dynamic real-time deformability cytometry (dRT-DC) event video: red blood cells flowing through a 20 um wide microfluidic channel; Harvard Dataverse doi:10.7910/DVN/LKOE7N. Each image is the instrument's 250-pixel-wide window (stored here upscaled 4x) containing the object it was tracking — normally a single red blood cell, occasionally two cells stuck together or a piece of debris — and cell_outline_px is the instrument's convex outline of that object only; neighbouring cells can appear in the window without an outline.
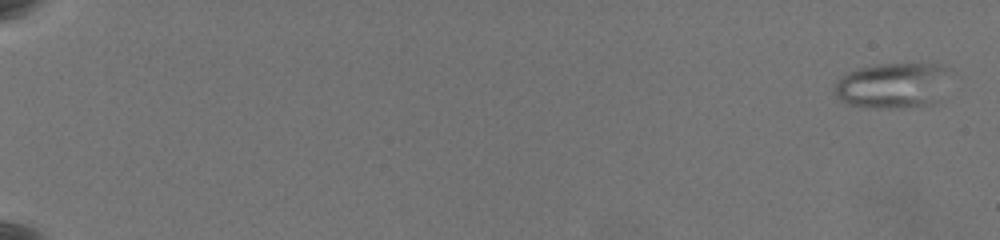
{"species": "common noctule bat (a hibernating species)", "species_latin": "Nyctalus noctula", "temperature_condition": "warm", "stored_images_in_passage": 65, "camera_frame_rate_fps": 3000, "um_per_image_px": 0.085, "animal": {"sex": "female", "body_mass_g": 19.5, "forearm_length_mm": 54.1}, "frame": {"image": 1, "passage_image": 3, "time_ms": 0.667, "image_size_px": [1000, 240], "cell_outline_px": [[952, 68], [936, 100], [932, 104], [888, 108], [876, 108], [848, 104], [840, 100], [836, 96], [832, 88], [836, 80], [848, 72], [860, 68], [880, 64], [940, 64]], "centroid_in_image_um": [75.83, 7.25], "position_along_channel_um": 9.2, "area_um2": 30.46}}
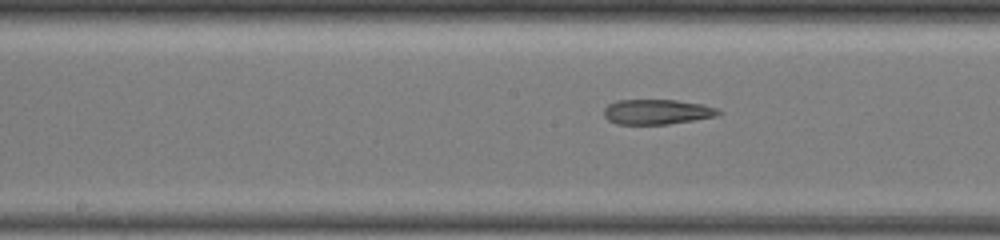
{"frame": {"image": 2, "passage_image": 38, "time_ms": 12.333, "image_size_px": [1000, 240], "cell_outline_px": [[724, 112], [720, 116], [668, 124], [616, 124], [608, 120], [604, 116], [604, 108], [608, 104], [616, 100], [676, 100], [704, 104], [716, 108]], "centroid_in_image_um": [55.88, 9.5], "position_along_channel_um": 192.3, "area_um2": 16.94}}
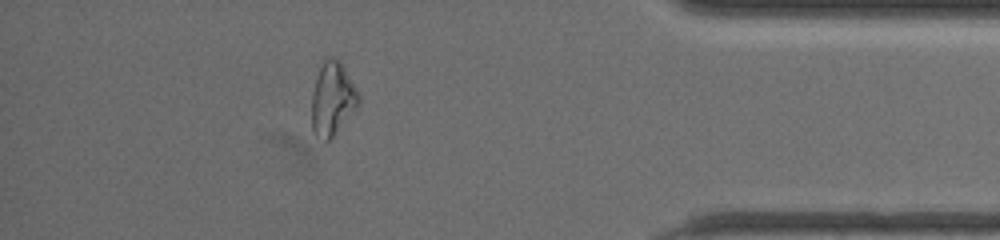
{"frame": {"image": 3, "passage_image": 59, "time_ms": 19.333, "image_size_px": [1000, 240], "cell_outline_px": [[360, 104], [332, 136], [324, 144], [316, 136], [312, 128], [312, 92], [316, 76], [324, 56], [332, 56], [340, 60], [356, 88], [360, 96]], "centroid_in_image_um": [28.25, 8.36], "position_along_channel_um": 407.0, "area_um2": 20.23}, "authors_computed_cell_mechanics": {"area_um2": 21.675, "velocity_mm_per_s": 3.4825, "shape_relaxation_time_tau1_ms": null, "shape_relaxation_time_tau2_ms": 5.3149, "deformation_change_tau1": null, "deformation_change_tau2": 0.1557}}